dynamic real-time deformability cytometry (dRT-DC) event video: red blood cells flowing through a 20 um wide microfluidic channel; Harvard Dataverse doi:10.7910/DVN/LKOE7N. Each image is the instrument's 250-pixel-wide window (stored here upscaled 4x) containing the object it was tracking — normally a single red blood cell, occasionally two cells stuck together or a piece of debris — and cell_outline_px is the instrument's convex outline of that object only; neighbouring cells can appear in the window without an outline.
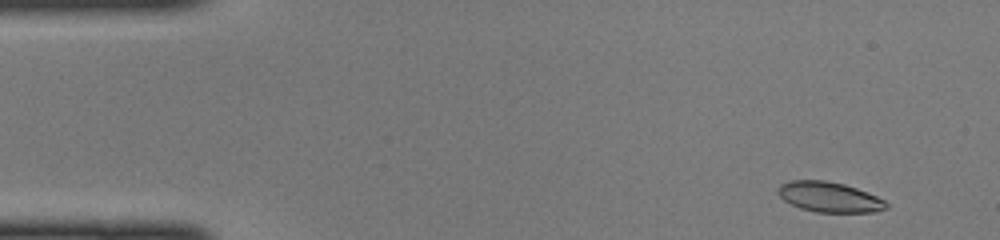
{"species": "common noctule bat (a hibernating species)", "species_latin": "Nyctalus noctula", "temperature_condition": "cold", "stored_images_in_passage": 46, "camera_frame_rate_fps": 3000, "um_per_image_px": 0.085, "animal": {"sex": "female", "body_mass_g": 22.0, "forearm_length_mm": 56.7}, "frame": {"image": 1, "passage_image": 3, "time_ms": 0.667, "image_size_px": [1000, 240], "cell_outline_px": [[888, 208], [876, 212], [816, 212], [800, 208], [784, 200], [776, 192], [780, 184], [788, 180], [824, 180], [844, 184], [856, 188], [876, 196], [884, 200], [888, 204]], "centroid_in_image_um": [70.48, 16.74], "position_along_channel_um": 14.5, "area_um2": 19.07}}
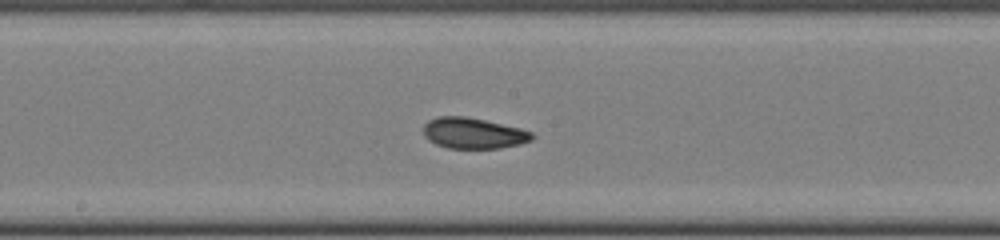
{"frame": {"image": 2, "passage_image": 24, "time_ms": 7.667, "image_size_px": [1000, 240], "cell_outline_px": [[536, 136], [532, 140], [520, 144], [500, 148], [448, 148], [436, 144], [428, 140], [424, 136], [424, 124], [428, 120], [436, 116], [464, 116], [484, 120], [520, 128], [532, 132]], "centroid_in_image_um": [40.23, 11.32], "position_along_channel_um": 208.0, "area_um2": 19.59}}
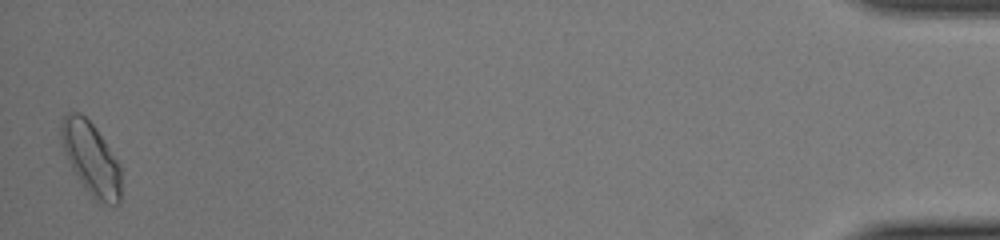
{"frame": {"image": 3, "passage_image": 46, "time_ms": 15.0, "image_size_px": [1000, 240], "cell_outline_px": [[120, 204], [108, 204], [92, 200], [84, 188], [72, 168], [60, 144], [60, 124], [64, 116], [68, 112], [80, 112], [92, 124], [120, 164]], "centroid_in_image_um": [7.71, 13.49], "position_along_channel_um": 427.5, "area_um2": 25.37}}